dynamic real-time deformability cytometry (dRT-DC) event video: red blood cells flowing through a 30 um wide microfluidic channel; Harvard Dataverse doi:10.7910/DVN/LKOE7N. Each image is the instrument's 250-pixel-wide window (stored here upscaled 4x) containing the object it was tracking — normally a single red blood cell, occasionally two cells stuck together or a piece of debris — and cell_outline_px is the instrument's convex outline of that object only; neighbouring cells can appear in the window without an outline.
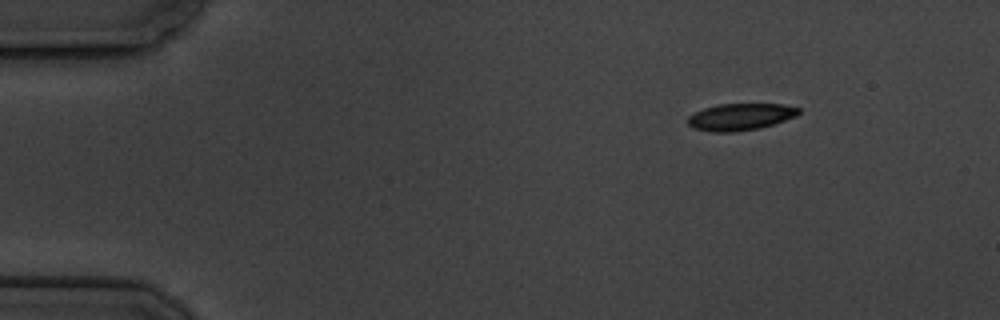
{"species": "common noctule bat (a hibernating species)", "species_latin": "Nyctalus noctula", "temperature_condition": "cold", "stored_images_in_passage": 5, "camera_frame_rate_fps": 3000, "um_per_image_px": 0.085, "animal": {"sex": "male", "body_mass_g": 19.5, "forearm_length_mm": 54.6}, "frame": {"image": 1, "passage_image": 1, "time_ms": 0.0, "image_size_px": [1000, 320], "cell_outline_px": [[800, 112], [796, 116], [760, 128], [732, 132], [712, 132], [692, 128], [688, 124], [688, 116], [704, 108], [716, 104], [784, 104], [800, 108]], "centroid_in_image_um": [62.92, 9.93], "position_along_channel_um": 22.1, "area_um2": 17.34}}
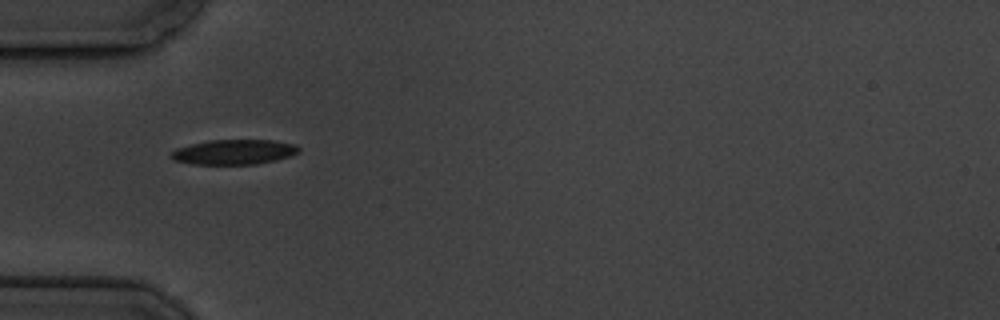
{"frame": {"image": 2, "passage_image": 4, "time_ms": 3.667, "image_size_px": [1000, 320], "cell_outline_px": [[300, 152], [292, 156], [276, 160], [256, 164], [192, 164], [176, 160], [168, 156], [176, 148], [208, 140], [272, 140], [296, 144], [300, 148]], "centroid_in_image_um": [19.93, 12.92], "position_along_channel_um": 65.1, "area_um2": 18.61}}